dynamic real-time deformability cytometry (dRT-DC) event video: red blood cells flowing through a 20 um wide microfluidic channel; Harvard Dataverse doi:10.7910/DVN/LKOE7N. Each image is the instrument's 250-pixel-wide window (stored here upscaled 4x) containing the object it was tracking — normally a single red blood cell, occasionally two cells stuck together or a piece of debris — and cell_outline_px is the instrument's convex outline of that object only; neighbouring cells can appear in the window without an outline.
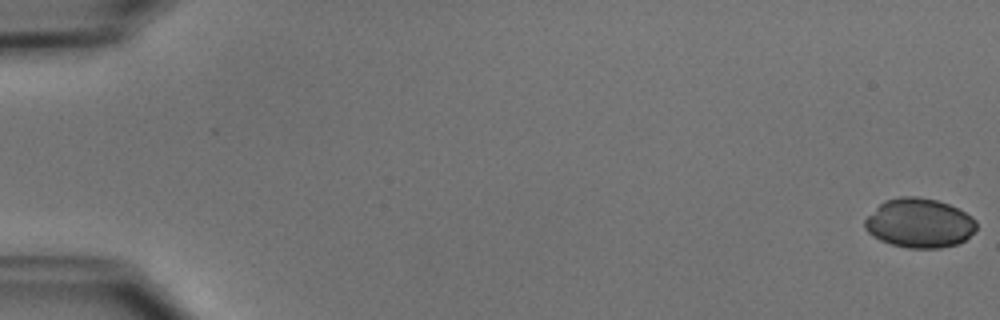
{"species": "common noctule bat (a hibernating species)", "species_latin": "Nyctalus noctula", "temperature_condition": "cold", "stored_images_in_passage": 52, "camera_frame_rate_fps": 3000, "um_per_image_px": 0.085, "animal": {"sex": "male", "body_mass_g": 15.6}, "frame": {"image": 1, "passage_image": 1, "time_ms": 0.0, "image_size_px": [1000, 320], "cell_outline_px": [[976, 228], [964, 240], [956, 244], [940, 248], [908, 248], [892, 244], [880, 240], [872, 236], [864, 228], [864, 220], [884, 200], [900, 196], [920, 196], [936, 200], [948, 204], [972, 216], [976, 220]], "centroid_in_image_um": [78.12, 18.95], "position_along_channel_um": 6.9, "area_um2": 31.96}}
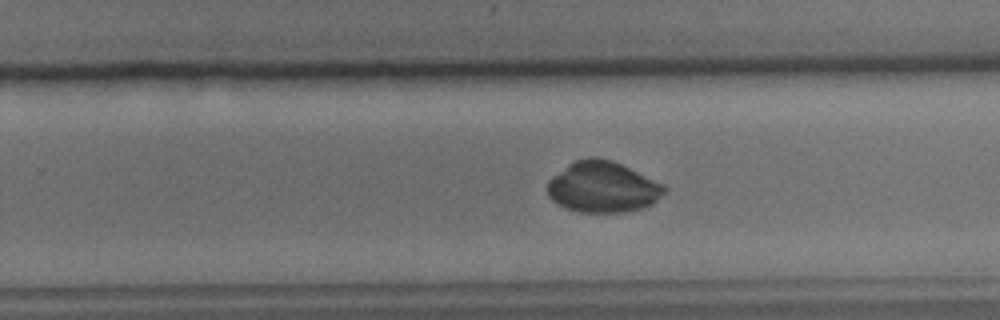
{"frame": {"image": 2, "passage_image": 34, "time_ms": 11.0, "image_size_px": [1000, 320], "cell_outline_px": [[668, 188], [652, 204], [640, 208], [624, 212], [580, 212], [564, 208], [556, 204], [548, 196], [548, 180], [552, 176], [572, 160], [588, 156], [596, 156], [612, 160], [664, 184]], "centroid_in_image_um": [51.19, 15.88], "position_along_channel_um": 278.6, "area_um2": 34.97}}
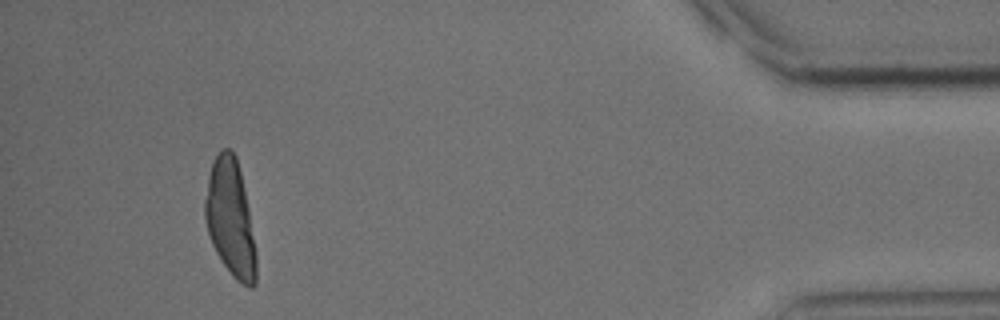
{"frame": {"image": 3, "passage_image": 49, "time_ms": 16.0, "image_size_px": [1000, 320], "cell_outline_px": [[256, 284], [252, 288], [248, 288], [236, 280], [232, 276], [216, 252], [212, 244], [208, 232], [204, 216], [204, 200], [208, 176], [212, 164], [216, 156], [224, 148], [232, 148], [236, 156], [240, 172], [248, 208], [256, 252]], "centroid_in_image_um": [19.57, 18.58], "position_along_channel_um": 415.6, "area_um2": 34.56}}